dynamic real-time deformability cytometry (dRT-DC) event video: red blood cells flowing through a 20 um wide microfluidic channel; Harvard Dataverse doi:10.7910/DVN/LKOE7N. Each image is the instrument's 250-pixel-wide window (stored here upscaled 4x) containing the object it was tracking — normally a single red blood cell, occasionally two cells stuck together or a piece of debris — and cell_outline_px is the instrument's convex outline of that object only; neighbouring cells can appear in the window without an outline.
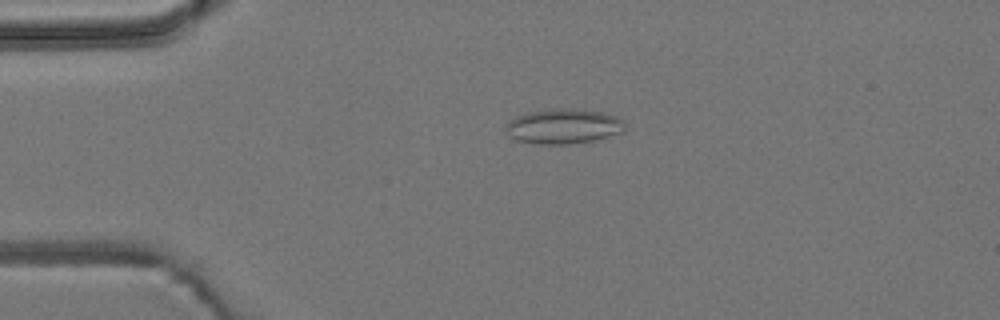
{"species": "common noctule bat (a hibernating species)", "species_latin": "Nyctalus noctula", "temperature_condition": "room temperature", "stored_images_in_passage": 48, "camera_frame_rate_fps": 3000, "um_per_image_px": 0.085, "animal": {"sex": "male", "body_mass_g": 19.2, "forearm_length_mm": 51.8}, "frame": {"image": 1, "passage_image": 7, "time_ms": 2.0, "image_size_px": [1000, 320], "cell_outline_px": [[624, 132], [592, 140], [568, 144], [532, 144], [508, 136], [504, 132], [504, 124], [508, 120], [516, 116], [528, 112], [556, 108], [572, 108], [604, 112], [616, 116], [624, 120]], "centroid_in_image_um": [47.85, 10.72], "position_along_channel_um": 37.2, "area_um2": 24.57}}
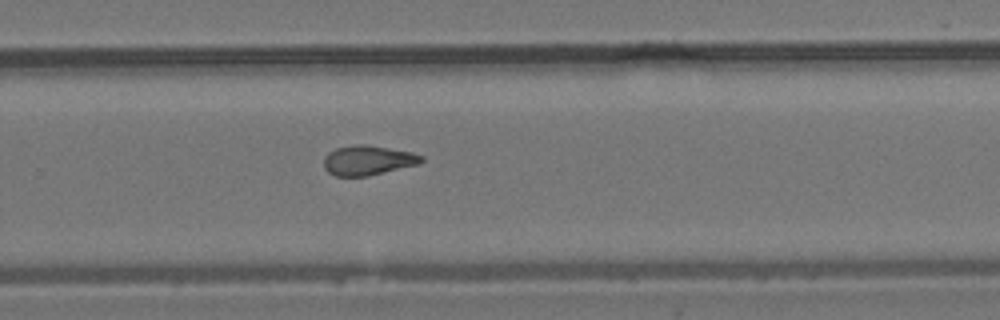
{"frame": {"image": 2, "passage_image": 30, "time_ms": 9.667, "image_size_px": [1000, 320], "cell_outline_px": [[424, 160], [420, 164], [368, 176], [336, 176], [328, 172], [324, 168], [324, 156], [328, 152], [336, 148], [352, 144], [368, 144], [412, 152], [424, 156]], "centroid_in_image_um": [31.28, 13.61], "position_along_channel_um": 298.5, "area_um2": 17.17}}
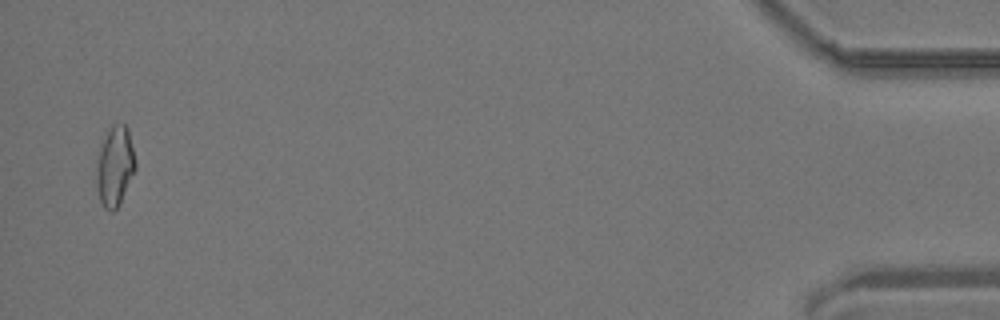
{"frame": {"image": 3, "passage_image": 47, "time_ms": 15.333, "image_size_px": [1000, 320], "cell_outline_px": [[136, 168], [120, 204], [112, 212], [108, 212], [104, 208], [100, 200], [96, 188], [96, 168], [100, 152], [104, 140], [112, 124], [124, 124], [128, 128], [136, 160]], "centroid_in_image_um": [9.78, 14.18], "position_along_channel_um": 425.4, "area_um2": 18.03}, "authors_computed_cell_mechanics": {"area_um2": 17.1377, "velocity_mm_per_s": 3.8507, "shape_relaxation_time_tau1_ms": null, "shape_relaxation_time_tau2_ms": 2.1518, "deformation_change_tau1": null, "deformation_change_tau2": 0.0968}}